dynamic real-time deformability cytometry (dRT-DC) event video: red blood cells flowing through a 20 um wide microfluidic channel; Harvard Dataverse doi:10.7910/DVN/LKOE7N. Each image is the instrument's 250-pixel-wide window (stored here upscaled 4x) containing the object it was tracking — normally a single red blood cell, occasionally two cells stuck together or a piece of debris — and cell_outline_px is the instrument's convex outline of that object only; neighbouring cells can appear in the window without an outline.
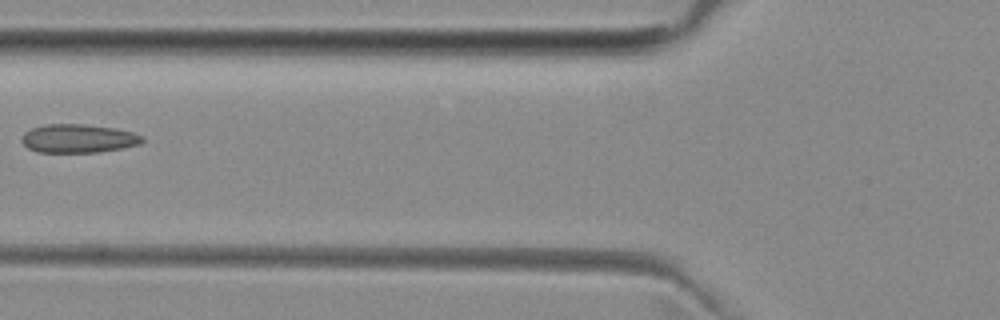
{"species": "common noctule bat (a hibernating species)", "species_latin": "Nyctalus noctula", "temperature_condition": "room temperature", "stored_images_in_passage": 3, "camera_frame_rate_fps": 3000, "um_per_image_px": 0.085, "animal": {"sex": "female", "body_mass_g": 29.2, "forearm_length_mm": 56.3}, "frame": {"image": 1, "passage_image": 3, "time_ms": 2.333, "image_size_px": [1000, 320], "cell_outline_px": [[144, 140], [140, 144], [120, 148], [96, 152], [36, 152], [28, 148], [20, 140], [24, 132], [32, 128], [44, 124], [84, 124], [116, 128], [132, 132], [144, 136]], "centroid_in_image_um": [6.64, 11.76], "position_along_channel_um": 119.2, "area_um2": 20.11}}